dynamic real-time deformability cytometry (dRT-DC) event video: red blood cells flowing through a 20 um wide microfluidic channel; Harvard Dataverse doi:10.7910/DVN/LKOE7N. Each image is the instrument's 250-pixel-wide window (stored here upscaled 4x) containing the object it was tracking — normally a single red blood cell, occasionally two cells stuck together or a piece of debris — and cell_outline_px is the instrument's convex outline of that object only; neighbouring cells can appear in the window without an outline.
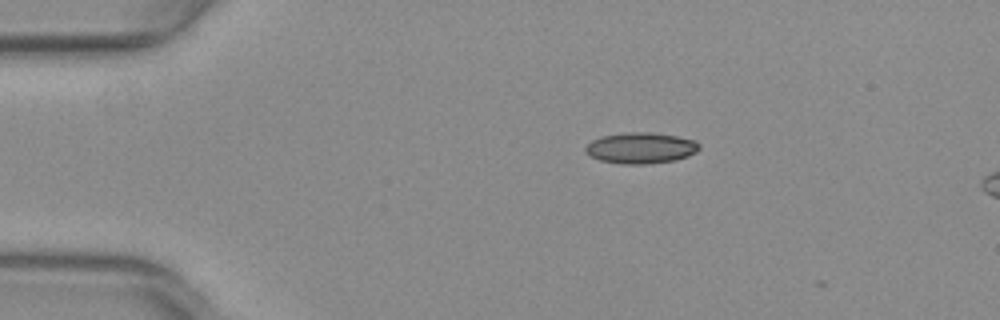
{"species": "common noctule bat (a hibernating species)", "species_latin": "Nyctalus noctula", "temperature_condition": "warm", "stored_images_in_passage": 3, "camera_frame_rate_fps": 3000, "um_per_image_px": 0.085, "animal": {"sex": "female", "body_mass_g": 29.2, "forearm_length_mm": 56.3}, "frame": {"image": 1, "passage_image": 1, "time_ms": 0.0, "image_size_px": [1000, 320], "cell_outline_px": [[700, 148], [696, 152], [688, 156], [676, 160], [644, 164], [624, 164], [600, 160], [584, 152], [584, 148], [592, 140], [600, 136], [628, 132], [652, 132], [676, 136], [696, 140], [700, 144]], "centroid_in_image_um": [54.48, 12.57], "position_along_channel_um": 30.5, "area_um2": 20.63}}